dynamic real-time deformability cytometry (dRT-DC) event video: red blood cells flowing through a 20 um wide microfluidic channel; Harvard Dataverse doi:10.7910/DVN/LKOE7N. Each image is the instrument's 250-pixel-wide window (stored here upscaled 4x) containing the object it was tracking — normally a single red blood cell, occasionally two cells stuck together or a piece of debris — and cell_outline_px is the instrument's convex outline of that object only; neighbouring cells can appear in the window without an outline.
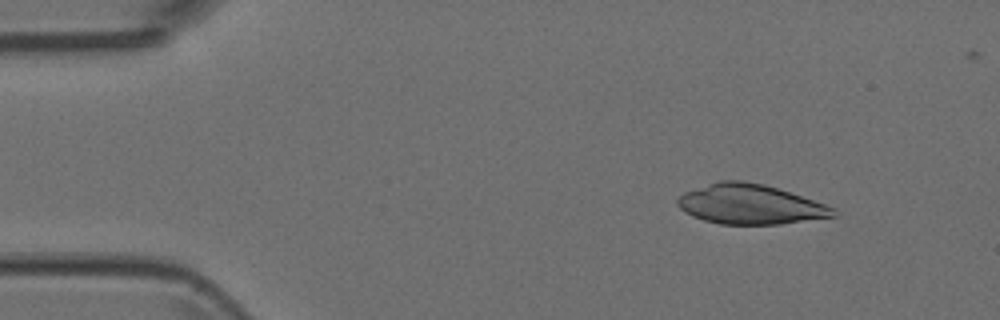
{"species": "Egyptian fruit bat (a non-hibernating species)", "species_latin": "Rousettus aegyptiacus", "temperature_condition": "room temperature", "stored_images_in_passage": 5, "camera_frame_rate_fps": 3000, "um_per_image_px": 0.085, "animal": {"sex": "female"}, "frame": {"image": 1, "passage_image": 2, "time_ms": 0.333, "image_size_px": [1000, 320], "cell_outline_px": [[836, 216], [780, 224], [720, 224], [704, 220], [692, 216], [684, 212], [676, 204], [676, 200], [684, 192], [720, 180], [740, 180], [764, 184], [836, 208]], "centroid_in_image_um": [63.73, 17.37], "position_along_channel_um": 21.3, "area_um2": 35.84}}